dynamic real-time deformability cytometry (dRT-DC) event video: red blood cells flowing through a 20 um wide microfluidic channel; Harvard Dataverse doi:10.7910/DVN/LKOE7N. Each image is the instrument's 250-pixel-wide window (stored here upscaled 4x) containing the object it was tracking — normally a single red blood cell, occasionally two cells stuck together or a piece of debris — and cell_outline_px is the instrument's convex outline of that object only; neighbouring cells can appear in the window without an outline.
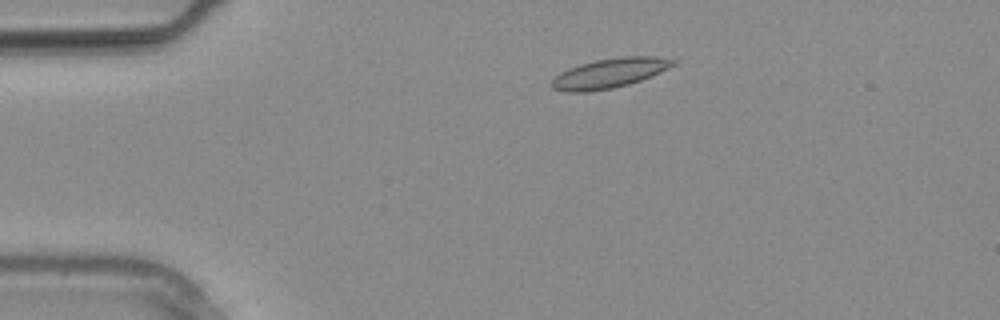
{"species": "common noctule bat (a hibernating species)", "species_latin": "Nyctalus noctula", "temperature_condition": "warm", "stored_images_in_passage": 9, "camera_frame_rate_fps": 3000, "um_per_image_px": 0.085, "animal": {"sex": "male", "body_mass_g": 20.4}, "frame": {"image": 1, "passage_image": 1, "time_ms": 0.0, "image_size_px": [1000, 320], "cell_outline_px": [[680, 60], [676, 64], [660, 72], [640, 80], [628, 84], [612, 88], [588, 92], [564, 92], [552, 88], [548, 84], [560, 72], [568, 68], [580, 64], [596, 60], [620, 56], [656, 56]], "centroid_in_image_um": [51.8, 6.21], "position_along_channel_um": 33.2, "area_um2": 21.15}}
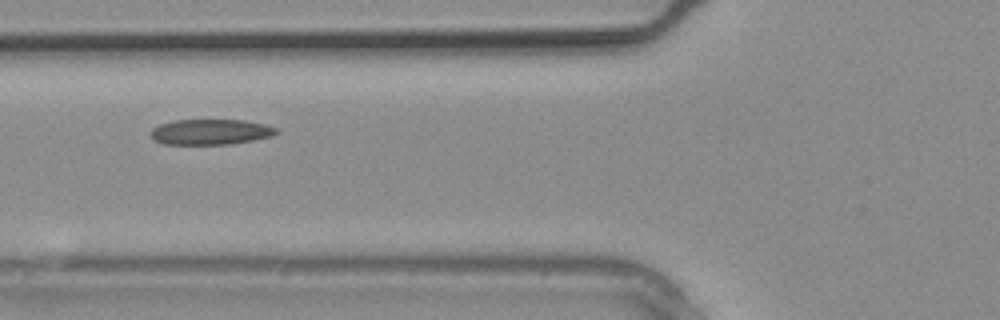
{"frame": {"image": 2, "passage_image": 6, "time_ms": 1.667, "image_size_px": [1000, 320], "cell_outline_px": [[280, 132], [272, 136], [232, 144], [164, 144], [152, 140], [148, 132], [152, 128], [160, 124], [172, 120], [244, 120], [264, 124], [276, 128]], "centroid_in_image_um": [17.85, 11.21], "position_along_channel_um": 108.0, "area_um2": 18.84}}